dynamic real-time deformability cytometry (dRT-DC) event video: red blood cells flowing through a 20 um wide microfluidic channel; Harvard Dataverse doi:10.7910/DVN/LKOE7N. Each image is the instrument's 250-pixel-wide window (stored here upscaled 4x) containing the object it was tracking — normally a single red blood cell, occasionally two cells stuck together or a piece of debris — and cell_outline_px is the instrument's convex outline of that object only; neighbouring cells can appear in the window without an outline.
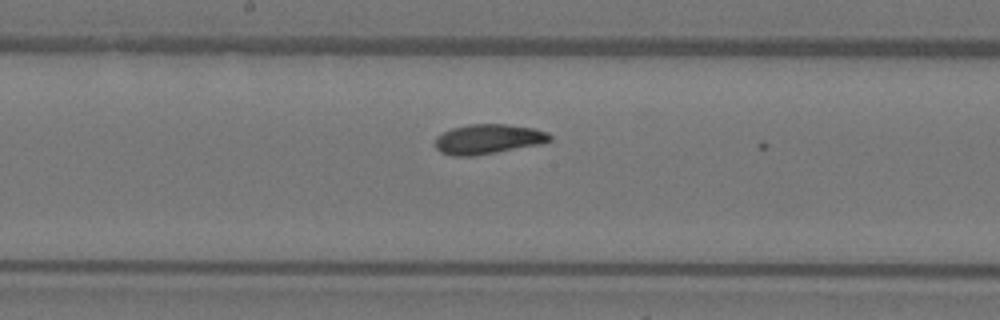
{"species": "Egyptian fruit bat (a non-hibernating species)", "species_latin": "Rousettus aegyptiacus", "temperature_condition": "warm", "stored_images_in_passage": 29, "camera_frame_rate_fps": 3000, "um_per_image_px": 0.085, "animal": {"sex": "female"}, "frame": {"image": 1, "passage_image": 28, "time_ms": 9.0, "image_size_px": [1000, 320], "cell_outline_px": [[552, 140], [540, 144], [496, 152], [472, 156], [452, 156], [440, 152], [436, 148], [436, 136], [452, 128], [468, 124], [508, 124], [532, 128], [548, 132], [552, 136]], "centroid_in_image_um": [41.49, 11.82], "position_along_channel_um": 206.7, "area_um2": 19.88}}